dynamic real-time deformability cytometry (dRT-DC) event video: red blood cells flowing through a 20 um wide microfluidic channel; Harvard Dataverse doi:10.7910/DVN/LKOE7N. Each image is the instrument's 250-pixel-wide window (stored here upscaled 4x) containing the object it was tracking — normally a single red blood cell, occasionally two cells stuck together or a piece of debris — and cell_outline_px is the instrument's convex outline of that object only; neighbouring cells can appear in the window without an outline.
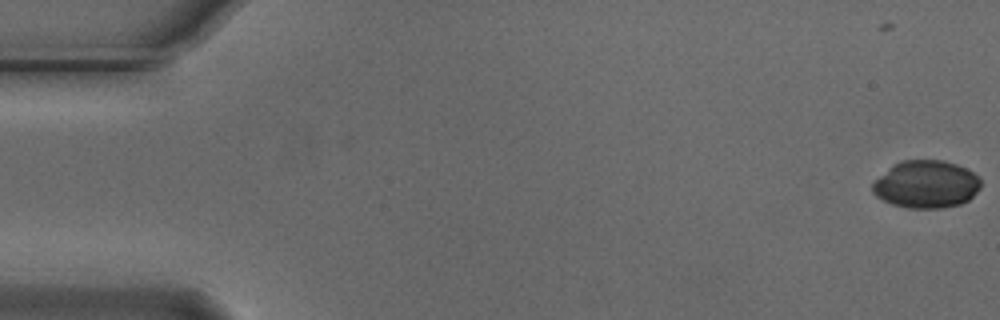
{"species": "Egyptian fruit bat (a non-hibernating species)", "species_latin": "Rousettus aegyptiacus", "temperature_condition": "cold", "stored_images_in_passage": 55, "camera_frame_rate_fps": 3000, "um_per_image_px": 0.085, "animal": {"sex": "male"}, "frame": {"image": 1, "passage_image": 1, "time_ms": 0.0, "image_size_px": [1000, 320], "cell_outline_px": [[980, 188], [968, 200], [960, 204], [940, 208], [908, 208], [892, 204], [876, 196], [872, 192], [872, 184], [888, 168], [900, 160], [944, 160], [956, 164], [972, 172], [980, 180]], "centroid_in_image_um": [78.71, 15.66], "position_along_channel_um": 6.3, "area_um2": 29.82}}
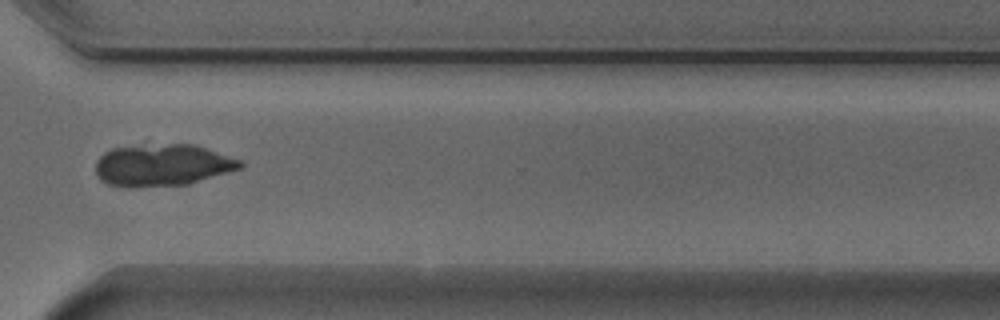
{"frame": {"image": 2, "passage_image": 41, "time_ms": 13.333, "image_size_px": [1000, 320], "cell_outline_px": [[244, 164], [240, 168], [188, 184], [136, 188], [124, 188], [108, 184], [100, 180], [96, 172], [96, 160], [104, 152], [112, 148], [168, 144], [196, 144], [240, 160]], "centroid_in_image_um": [13.76, 14.05], "position_along_channel_um": 356.8, "area_um2": 35.32}}
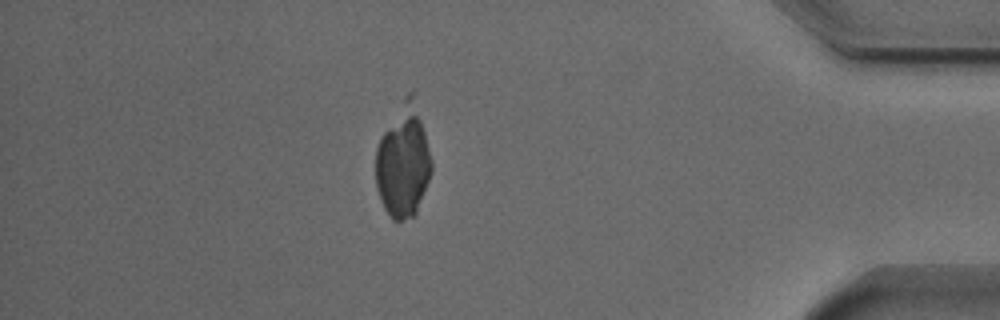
{"frame": {"image": 3, "passage_image": 48, "time_ms": 15.667, "image_size_px": [1000, 320], "cell_outline_px": [[432, 172], [416, 212], [412, 216], [400, 220], [392, 220], [384, 208], [380, 200], [376, 184], [376, 148], [380, 136], [384, 132], [408, 116], [416, 116], [420, 120], [424, 132], [432, 160]], "centroid_in_image_um": [34.24, 14.27], "position_along_channel_um": 401.0, "area_um2": 32.14}}